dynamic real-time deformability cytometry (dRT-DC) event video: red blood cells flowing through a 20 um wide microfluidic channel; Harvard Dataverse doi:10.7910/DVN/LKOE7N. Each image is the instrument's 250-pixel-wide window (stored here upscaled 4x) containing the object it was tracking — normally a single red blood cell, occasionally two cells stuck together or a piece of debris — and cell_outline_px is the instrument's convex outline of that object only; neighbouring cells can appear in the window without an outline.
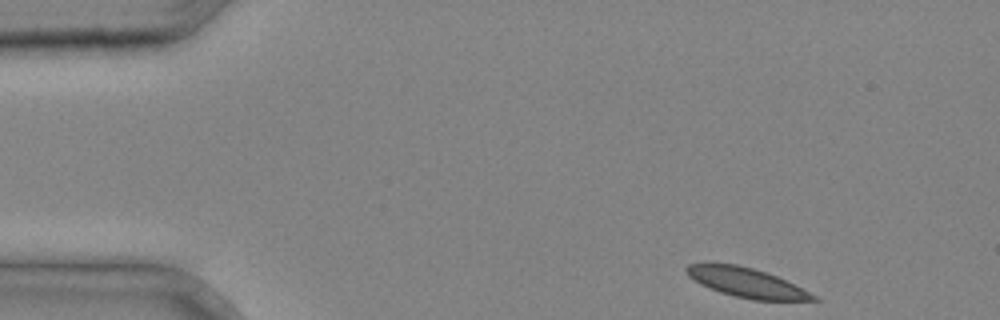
{"species": "common noctule bat (a hibernating species)", "species_latin": "Nyctalus noctula", "temperature_condition": "cold", "stored_images_in_passage": 35, "segment_of_instrument_passage": [1, 2], "camera_frame_rate_fps": 3000, "um_per_image_px": 0.085, "animal": {"sex": "male", "body_mass_g": 20.4}, "frame": {"image": 1, "passage_image": 1, "time_ms": 0.0, "image_size_px": [1000, 320], "cell_outline_px": [[820, 300], [752, 300], [720, 292], [700, 284], [688, 276], [684, 268], [688, 264], [736, 264], [752, 268], [776, 276], [816, 296]], "centroid_in_image_um": [63.4, 24.02], "position_along_channel_um": 21.6, "area_um2": 21.15}}
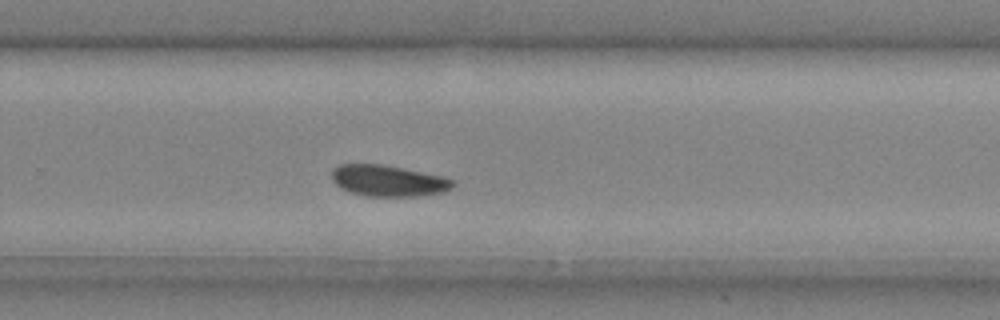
{"frame": {"image": 2, "passage_image": 22, "time_ms": 7.0, "image_size_px": [1000, 320], "cell_outline_px": [[456, 184], [452, 188], [444, 192], [416, 196], [364, 196], [348, 192], [340, 188], [332, 180], [332, 168], [340, 164], [380, 164], [404, 168], [444, 176], [452, 180]], "centroid_in_image_um": [32.99, 15.36], "position_along_channel_um": 296.8, "area_um2": 22.25}}
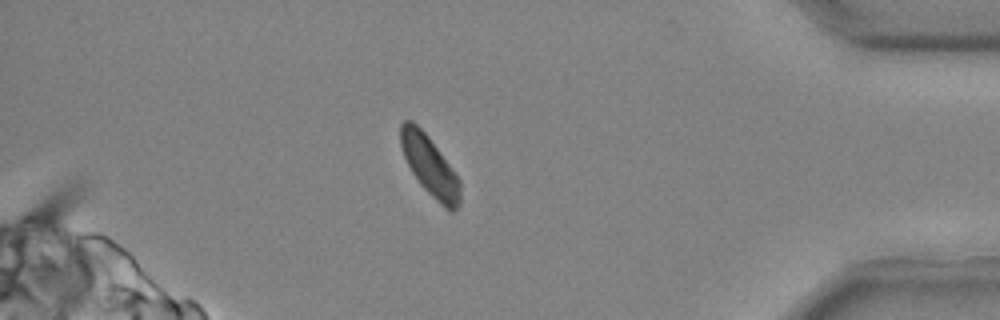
{"frame": {"image": 3, "passage_image": 30, "time_ms": 9.667, "image_size_px": [1000, 320], "cell_outline_px": [[460, 204], [452, 212], [448, 212], [420, 184], [412, 172], [404, 156], [400, 144], [400, 124], [404, 120], [412, 120], [428, 136], [460, 180]], "centroid_in_image_um": [36.52, 14.11], "position_along_channel_um": 398.7, "area_um2": 20.52}}